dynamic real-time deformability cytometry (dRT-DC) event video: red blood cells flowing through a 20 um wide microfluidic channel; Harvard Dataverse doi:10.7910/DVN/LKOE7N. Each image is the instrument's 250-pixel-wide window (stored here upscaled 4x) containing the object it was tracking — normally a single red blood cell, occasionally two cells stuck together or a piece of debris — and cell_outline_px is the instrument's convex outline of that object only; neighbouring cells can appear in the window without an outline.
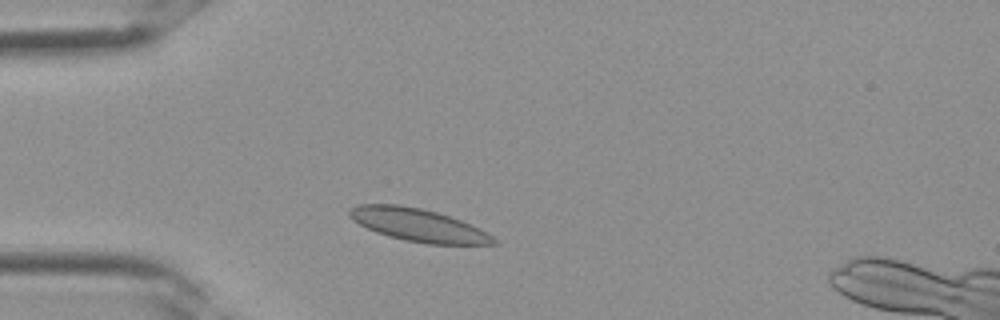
{"species": "Egyptian fruit bat (a non-hibernating species)", "species_latin": "Rousettus aegyptiacus", "temperature_condition": "room temperature", "stored_images_in_passage": 31, "camera_frame_rate_fps": 3000, "um_per_image_px": 0.085, "frame": {"image": 1, "passage_image": 4, "time_ms": 1.0, "image_size_px": [1000, 320], "cell_outline_px": [[500, 244], [428, 244], [404, 240], [388, 236], [376, 232], [352, 220], [348, 216], [348, 212], [356, 204], [400, 204], [420, 208], [436, 212], [460, 220], [500, 240]], "centroid_in_image_um": [35.52, 19.13], "position_along_channel_um": 49.5, "area_um2": 27.34}}
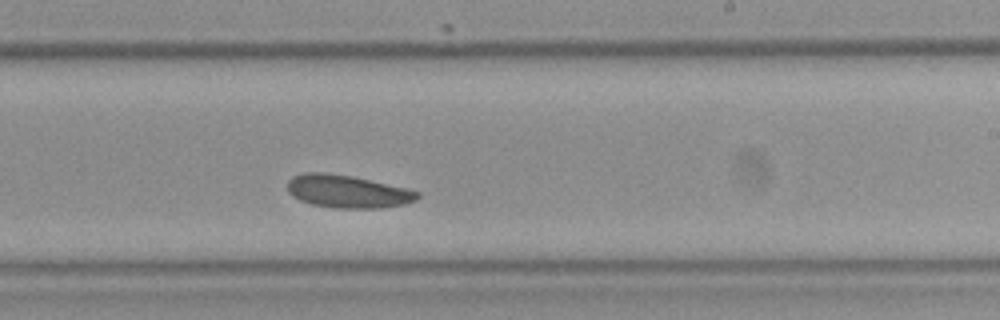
{"frame": {"image": 2, "passage_image": 16, "time_ms": 5.0, "image_size_px": [1000, 320], "cell_outline_px": [[420, 196], [416, 200], [404, 204], [380, 208], [332, 208], [312, 204], [300, 200], [292, 196], [288, 192], [288, 180], [292, 176], [304, 172], [324, 172], [352, 176], [408, 188], [420, 192]], "centroid_in_image_um": [29.53, 16.27], "position_along_channel_um": 259.5, "area_um2": 25.03}}
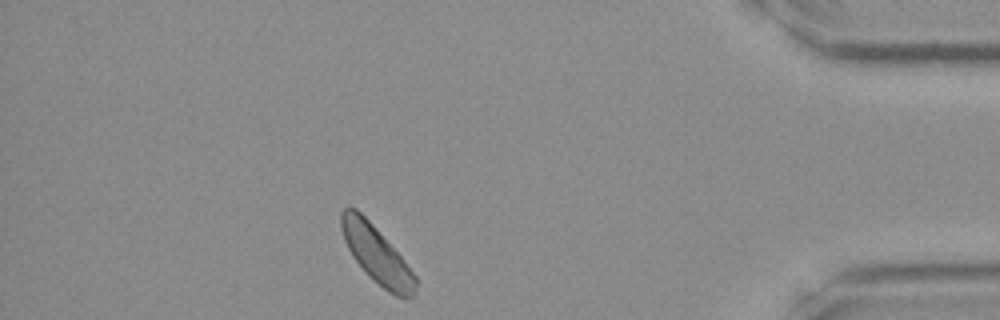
{"frame": {"image": 3, "passage_image": 26, "time_ms": 8.333, "image_size_px": [1000, 320], "cell_outline_px": [[416, 292], [412, 296], [396, 296], [388, 292], [368, 276], [364, 272], [352, 256], [344, 240], [340, 228], [340, 212], [344, 208], [356, 208], [372, 224], [400, 256], [416, 276]], "centroid_in_image_um": [31.97, 21.64], "position_along_channel_um": 403.2, "area_um2": 24.28}}